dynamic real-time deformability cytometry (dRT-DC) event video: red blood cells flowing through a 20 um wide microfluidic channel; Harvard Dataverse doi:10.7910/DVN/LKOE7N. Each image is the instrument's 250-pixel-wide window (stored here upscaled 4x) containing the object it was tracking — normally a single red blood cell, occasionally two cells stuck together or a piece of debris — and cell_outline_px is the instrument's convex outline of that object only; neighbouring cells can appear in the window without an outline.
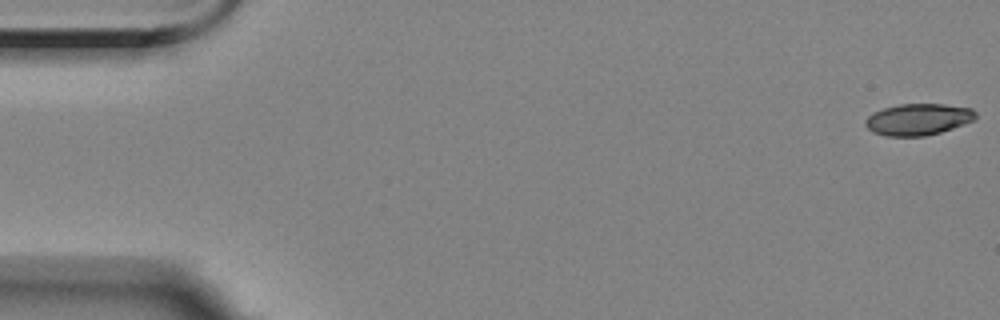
{"species": "Egyptian fruit bat (a non-hibernating species)", "species_latin": "Rousettus aegyptiacus", "temperature_condition": "room temperature", "stored_images_in_passage": 15, "camera_frame_rate_fps": 3000, "um_per_image_px": 0.085, "animal": {"sex": "female"}, "frame": {"image": 1, "passage_image": 1, "time_ms": 0.0, "image_size_px": [1000, 320], "cell_outline_px": [[976, 116], [972, 120], [964, 124], [940, 132], [924, 136], [884, 136], [872, 132], [864, 124], [864, 120], [872, 112], [884, 108], [900, 104], [944, 104], [972, 108], [976, 112]], "centroid_in_image_um": [78.0, 10.14], "position_along_channel_um": 7.0, "area_um2": 20.29}}
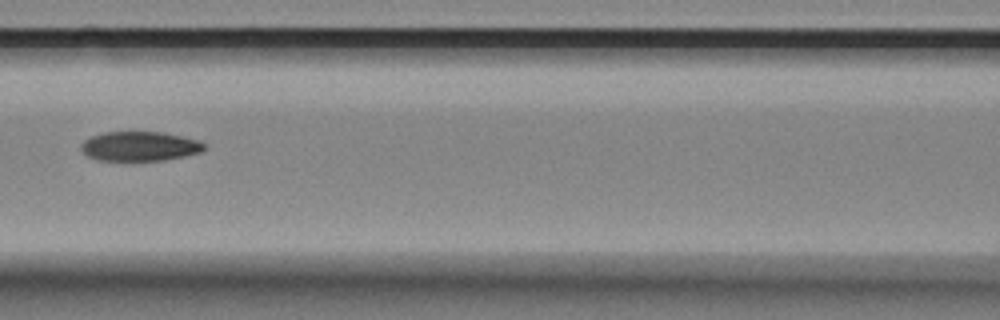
{"frame": {"image": 2, "passage_image": 7, "time_ms": 8.0, "image_size_px": [1000, 320], "cell_outline_px": [[208, 148], [200, 152], [184, 156], [164, 160], [100, 160], [88, 156], [80, 148], [80, 144], [84, 140], [92, 136], [104, 132], [164, 132], [200, 140], [208, 144]], "centroid_in_image_um": [11.94, 12.42], "position_along_channel_um": 154.7, "area_um2": 21.27}}
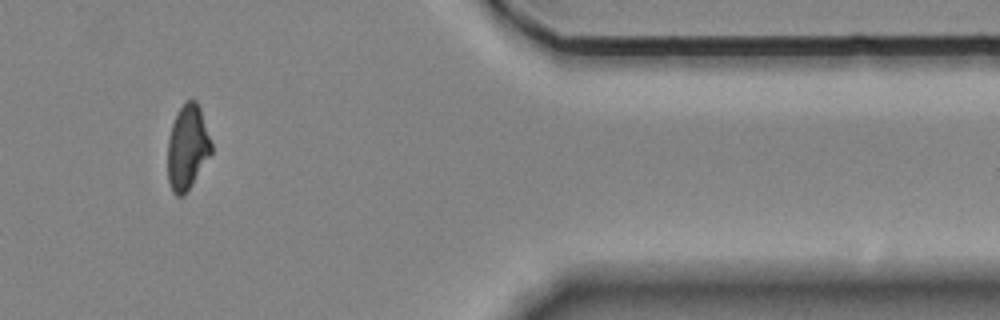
{"frame": {"image": 3, "passage_image": 13, "time_ms": 15.667, "image_size_px": [1000, 320], "cell_outline_px": [[212, 152], [184, 196], [176, 196], [172, 192], [168, 180], [168, 140], [172, 124], [176, 112], [188, 100], [196, 100], [200, 108], [212, 144]], "centroid_in_image_um": [15.92, 12.53], "position_along_channel_um": 395.5, "area_um2": 21.39}, "authors_computed_cell_mechanics": {"area_um2": 21.675, "velocity_mm_per_s": 3.5442, "shape_relaxation_time_tau1_ms": null, "shape_relaxation_time_tau2_ms": 4.1243, "deformation_change_tau1": null, "deformation_change_tau2": 0.1049}}